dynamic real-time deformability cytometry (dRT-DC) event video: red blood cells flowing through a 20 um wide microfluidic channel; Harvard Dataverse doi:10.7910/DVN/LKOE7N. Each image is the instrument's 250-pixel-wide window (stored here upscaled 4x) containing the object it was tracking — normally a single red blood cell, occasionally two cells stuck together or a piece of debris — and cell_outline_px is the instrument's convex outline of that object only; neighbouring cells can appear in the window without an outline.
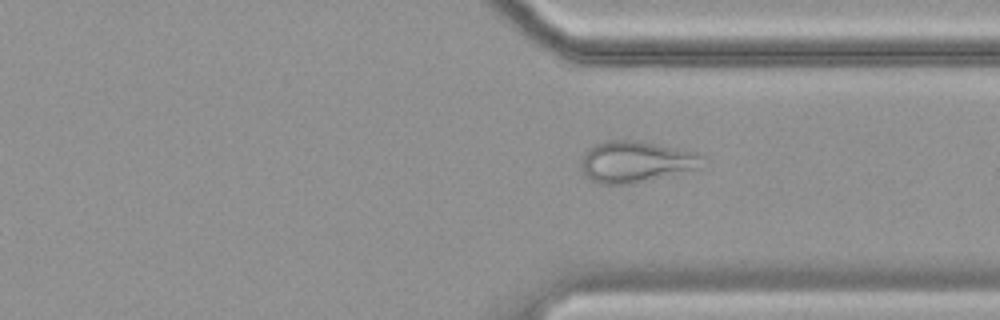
{"species": "common noctule bat (a hibernating species)", "species_latin": "Nyctalus noctula", "temperature_condition": "cold", "stored_images_in_passage": 41, "camera_frame_rate_fps": 3000, "um_per_image_px": 0.085, "animal": {"sex": "female", "body_mass_g": 19.9}, "frame": {"image": 1, "passage_image": 27, "time_ms": 8.667, "image_size_px": [1000, 320], "cell_outline_px": [[704, 168], [632, 184], [600, 184], [588, 180], [584, 176], [580, 164], [580, 160], [584, 152], [588, 148], [596, 144], [608, 140], [636, 140], [696, 152], [704, 156]], "centroid_in_image_um": [54.05, 13.76], "position_along_channel_um": 357.3, "area_um2": 29.82}}
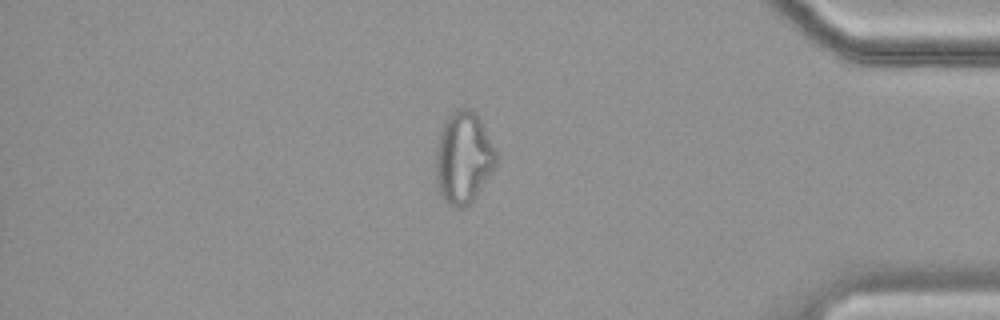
{"frame": {"image": 2, "passage_image": 33, "time_ms": 10.667, "image_size_px": [1000, 320], "cell_outline_px": [[496, 164], [476, 196], [464, 208], [456, 208], [448, 204], [444, 200], [440, 192], [436, 176], [436, 152], [440, 136], [444, 124], [448, 116], [456, 108], [468, 108], [480, 120], [496, 152]], "centroid_in_image_um": [39.38, 13.43], "position_along_channel_um": 395.8, "area_um2": 31.44}, "authors_computed_cell_mechanics": {"area_um2": 26.4146, "velocity_mm_per_s": 3.4794, "shape_relaxation_time_tau1_ms": null, "shape_relaxation_time_tau2_ms": 2.1641, "deformation_change_tau1": null, "deformation_change_tau2": 0.1052}}